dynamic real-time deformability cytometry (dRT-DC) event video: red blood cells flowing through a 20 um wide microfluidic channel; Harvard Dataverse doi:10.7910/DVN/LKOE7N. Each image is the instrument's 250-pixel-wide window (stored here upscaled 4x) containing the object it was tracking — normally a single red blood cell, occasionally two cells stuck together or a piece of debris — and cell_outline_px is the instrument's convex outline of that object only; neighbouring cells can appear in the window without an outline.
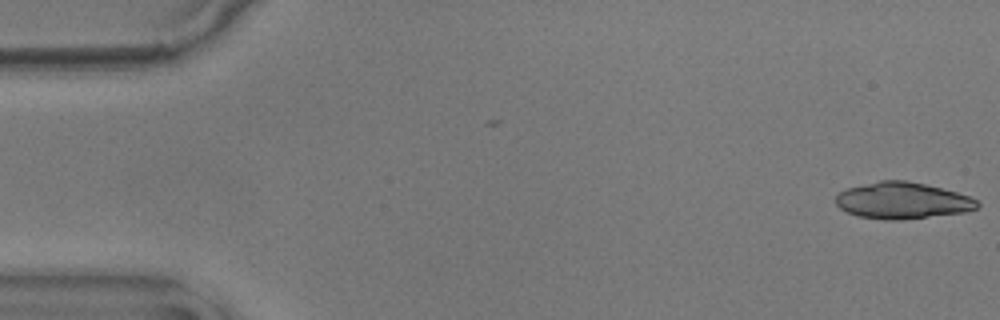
{"species": "common noctule bat (a hibernating species)", "species_latin": "Nyctalus noctula", "temperature_condition": "warm", "stored_images_in_passage": 2, "camera_frame_rate_fps": 3000, "um_per_image_px": 0.085, "animal": {"sex": "male", "body_mass_g": 17.9}, "frame": {"image": 1, "passage_image": 2, "time_ms": 0.333, "image_size_px": [1000, 320], "cell_outline_px": [[980, 204], [976, 208], [964, 212], [896, 220], [884, 220], [856, 216], [840, 208], [836, 204], [836, 196], [840, 192], [848, 188], [880, 180], [904, 180], [924, 184], [956, 192], [968, 196], [976, 200]], "centroid_in_image_um": [76.67, 17.05], "position_along_channel_um": 8.3, "area_um2": 29.71}}